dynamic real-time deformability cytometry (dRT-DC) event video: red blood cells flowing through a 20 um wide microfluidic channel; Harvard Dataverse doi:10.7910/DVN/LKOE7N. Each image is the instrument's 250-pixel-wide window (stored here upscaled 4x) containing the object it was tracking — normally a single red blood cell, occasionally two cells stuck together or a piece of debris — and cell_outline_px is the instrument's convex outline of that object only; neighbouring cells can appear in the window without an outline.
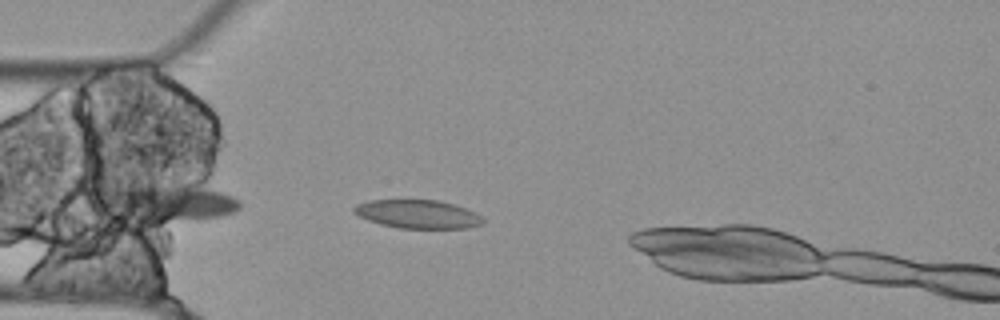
{"species": "Egyptian fruit bat (a non-hibernating species)", "species_latin": "Rousettus aegyptiacus", "temperature_condition": "cold", "stored_images_in_passage": 5, "camera_frame_rate_fps": 3000, "um_per_image_px": 0.085, "animal": {"sex": "female"}, "frame": {"image": 1, "passage_image": 1, "time_ms": 0.0, "image_size_px": [1000, 320], "cell_outline_px": [[484, 224], [468, 228], [400, 228], [380, 224], [368, 220], [352, 212], [352, 208], [356, 204], [368, 200], [440, 200], [476, 212], [484, 220]], "centroid_in_image_um": [35.5, 18.2], "position_along_channel_um": 49.5, "area_um2": 21.44}}
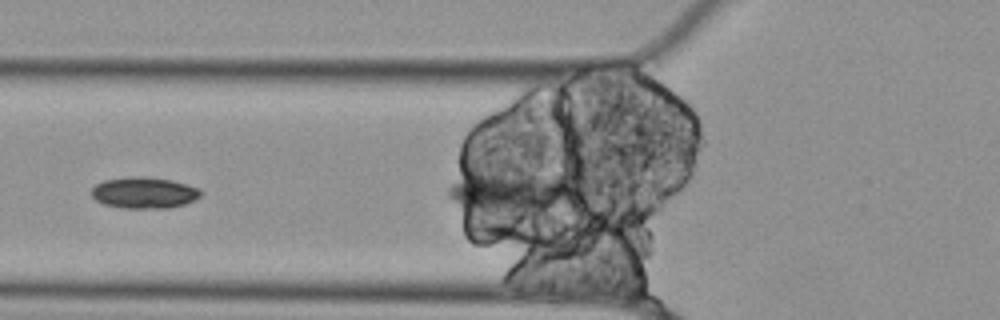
{"frame": {"image": 2, "passage_image": 4, "time_ms": 1.0, "image_size_px": [1000, 320], "cell_outline_px": [[204, 192], [196, 200], [184, 204], [168, 208], [120, 208], [104, 204], [96, 200], [92, 196], [92, 188], [96, 184], [104, 180], [132, 176], [140, 176], [172, 180], [200, 188]], "centroid_in_image_um": [12.28, 16.38], "position_along_channel_um": 113.5, "area_um2": 20.06}}